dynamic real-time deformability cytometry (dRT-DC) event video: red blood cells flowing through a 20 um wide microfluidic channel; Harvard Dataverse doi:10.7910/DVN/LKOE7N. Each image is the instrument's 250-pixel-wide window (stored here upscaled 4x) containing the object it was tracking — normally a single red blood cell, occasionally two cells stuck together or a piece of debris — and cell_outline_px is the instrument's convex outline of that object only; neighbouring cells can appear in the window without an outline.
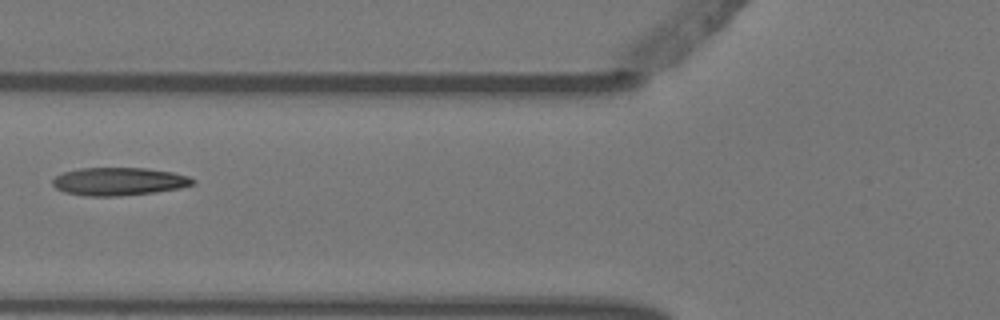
{"species": "Egyptian fruit bat (a non-hibernating species)", "species_latin": "Rousettus aegyptiacus", "temperature_condition": "warm", "stored_images_in_passage": 5, "camera_frame_rate_fps": 3000, "um_per_image_px": 0.085, "animal": {"sex": "female"}, "frame": {"image": 1, "passage_image": 5, "time_ms": 1.333, "image_size_px": [1000, 320], "cell_outline_px": [[196, 184], [180, 188], [156, 192], [120, 196], [84, 196], [64, 192], [56, 188], [52, 184], [52, 180], [56, 176], [64, 172], [80, 168], [148, 168], [172, 172], [188, 176], [196, 180]], "centroid_in_image_um": [10.13, 15.43], "position_along_channel_um": 115.7, "area_um2": 23.0}}